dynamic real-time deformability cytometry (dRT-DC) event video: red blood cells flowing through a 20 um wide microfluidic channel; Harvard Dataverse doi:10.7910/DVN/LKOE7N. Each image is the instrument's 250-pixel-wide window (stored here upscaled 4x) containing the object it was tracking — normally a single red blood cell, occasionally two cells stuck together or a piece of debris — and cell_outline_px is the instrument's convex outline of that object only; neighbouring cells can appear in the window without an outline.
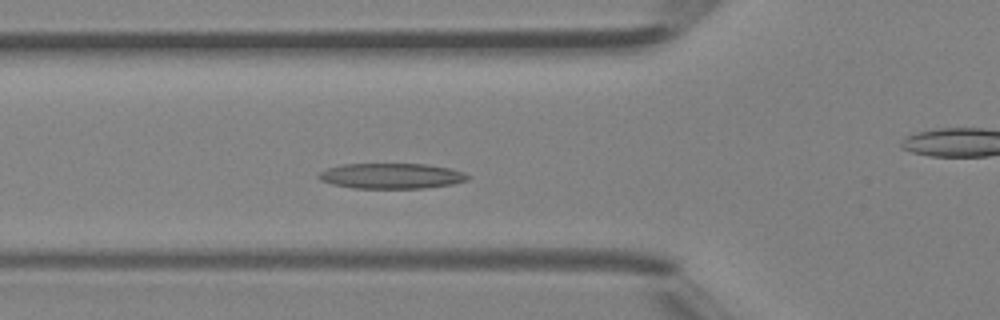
{"species": "Egyptian fruit bat (a non-hibernating species)", "species_latin": "Rousettus aegyptiacus", "temperature_condition": "room temperature", "stored_images_in_passage": 34, "camera_frame_rate_fps": 3000, "um_per_image_px": 0.085, "animal": {"sex": "female"}, "frame": {"image": 1, "passage_image": 8, "time_ms": 2.333, "image_size_px": [1000, 320], "cell_outline_px": [[472, 176], [468, 180], [452, 184], [424, 188], [352, 188], [332, 184], [320, 180], [316, 176], [320, 172], [328, 168], [340, 164], [428, 164], [448, 168], [464, 172]], "centroid_in_image_um": [33.27, 14.95], "position_along_channel_um": 92.5, "area_um2": 22.2}}
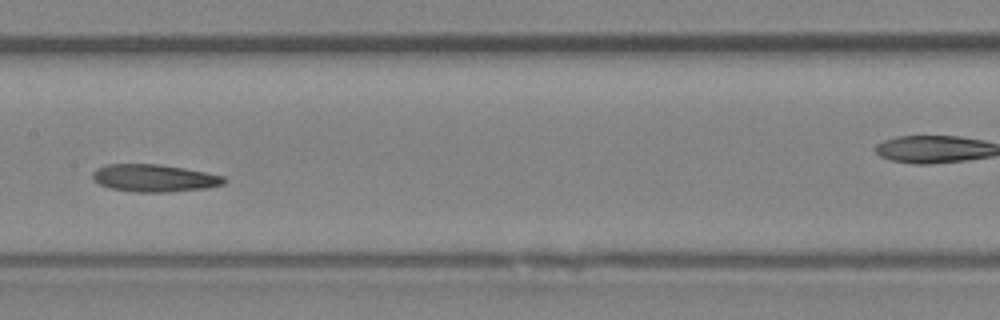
{"frame": {"image": 2, "passage_image": 15, "time_ms": 4.667, "image_size_px": [1000, 320], "cell_outline_px": [[228, 180], [224, 184], [208, 188], [168, 192], [132, 192], [108, 188], [100, 184], [92, 176], [92, 172], [96, 168], [108, 164], [160, 164], [184, 168], [224, 176]], "centroid_in_image_um": [13.12, 15.14], "position_along_channel_um": 194.3, "area_um2": 21.15}}
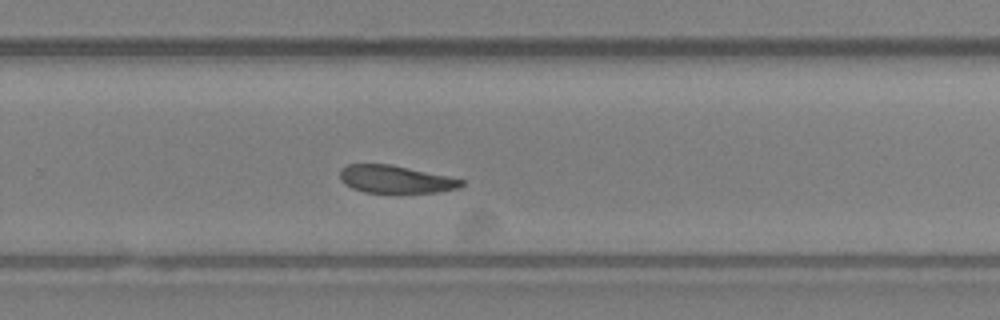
{"frame": {"image": 3, "passage_image": 22, "time_ms": 7.0, "image_size_px": [1000, 320], "cell_outline_px": [[464, 184], [460, 188], [436, 192], [364, 192], [352, 188], [344, 184], [340, 180], [340, 168], [348, 164], [392, 164], [448, 176], [464, 180]], "centroid_in_image_um": [33.6, 15.23], "position_along_channel_um": 296.2, "area_um2": 19.59}, "authors_computed_cell_mechanics": {"area_um2": 21.5016, "velocity_mm_per_s": 4.3678, "shape_relaxation_time_tau1_ms": 9.1489, "shape_relaxation_time_tau2_ms": 3.0728, "deformation_change_tau1": 0.2035, "deformation_change_tau2": 0.1059}}